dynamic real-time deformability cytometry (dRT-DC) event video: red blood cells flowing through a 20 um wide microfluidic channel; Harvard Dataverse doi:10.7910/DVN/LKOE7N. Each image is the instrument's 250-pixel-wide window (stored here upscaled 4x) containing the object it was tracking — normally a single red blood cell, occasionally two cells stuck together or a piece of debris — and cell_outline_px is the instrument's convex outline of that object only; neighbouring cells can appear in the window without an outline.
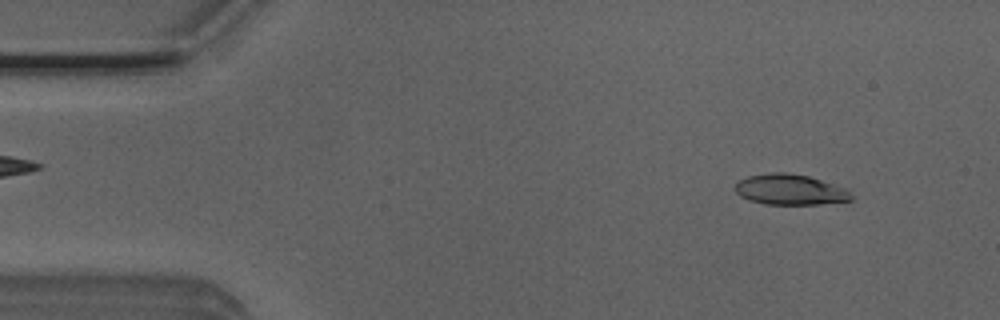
{"species": "Egyptian fruit bat (a non-hibernating species)", "species_latin": "Rousettus aegyptiacus", "temperature_condition": "room temperature", "stored_images_in_passage": 49, "camera_frame_rate_fps": 3000, "um_per_image_px": 0.085, "animal": {"sex": "male"}, "frame": {"image": 1, "passage_image": 2, "time_ms": 0.333, "image_size_px": [1000, 320], "cell_outline_px": [[852, 200], [820, 204], [764, 204], [748, 200], [740, 196], [732, 188], [740, 180], [748, 176], [772, 172], [784, 172], [808, 176], [848, 188], [852, 196]], "centroid_in_image_um": [67.15, 16.12], "position_along_channel_um": 17.8, "area_um2": 20.81}}
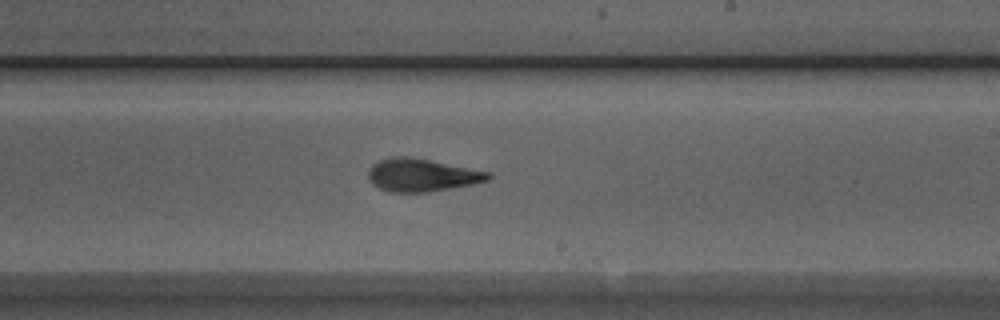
{"frame": {"image": 2, "passage_image": 27, "time_ms": 8.667, "image_size_px": [1000, 320], "cell_outline_px": [[492, 176], [488, 180], [472, 184], [428, 192], [388, 192], [372, 184], [368, 180], [368, 168], [372, 164], [380, 160], [392, 156], [404, 156], [428, 160], [488, 172]], "centroid_in_image_um": [35.77, 14.89], "position_along_channel_um": 253.2, "area_um2": 22.66}}
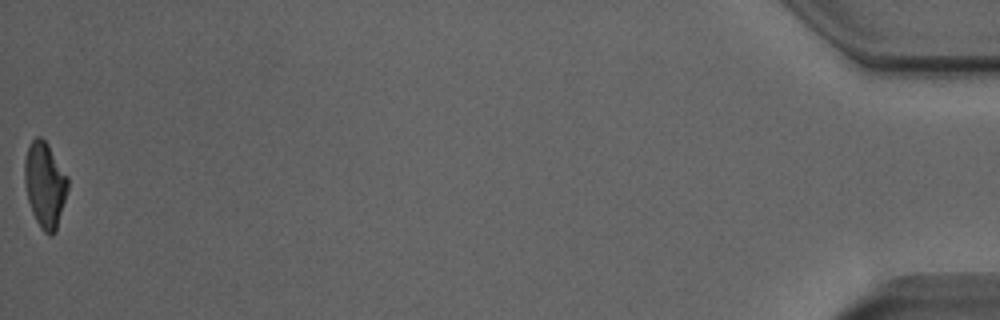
{"frame": {"image": 3, "passage_image": 49, "time_ms": 16.0, "image_size_px": [1000, 320], "cell_outline_px": [[68, 188], [56, 232], [52, 236], [48, 236], [40, 228], [32, 212], [28, 200], [24, 180], [24, 160], [28, 144], [36, 136], [40, 136], [48, 144], [68, 176]], "centroid_in_image_um": [3.81, 15.7], "position_along_channel_um": 431.4, "area_um2": 21.73}, "authors_computed_cell_mechanics": {"area_um2": 22.1374, "velocity_mm_per_s": 3.8925, "shape_relaxation_time_tau1_ms": 5.4211, "shape_relaxation_time_tau2_ms": 2.3913, "deformation_change_tau1": 0.1866, "deformation_change_tau2": 0.115}}